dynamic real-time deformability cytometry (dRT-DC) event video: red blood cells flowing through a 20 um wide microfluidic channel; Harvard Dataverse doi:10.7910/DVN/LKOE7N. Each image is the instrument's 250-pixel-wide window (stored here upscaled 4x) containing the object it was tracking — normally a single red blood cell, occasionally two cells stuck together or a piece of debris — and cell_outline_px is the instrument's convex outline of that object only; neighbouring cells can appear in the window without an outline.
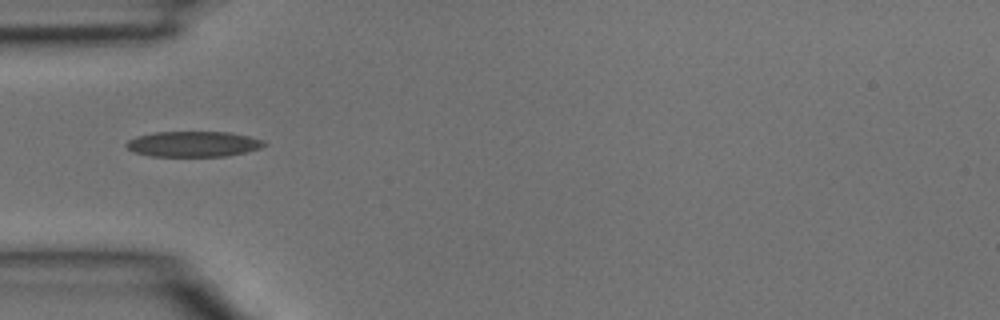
{"species": "common noctule bat (a hibernating species)", "species_latin": "Nyctalus noctula", "temperature_condition": "room temperature", "stored_images_in_passage": 28, "camera_frame_rate_fps": 3000, "um_per_image_px": 0.085, "animal": {"sex": "male", "body_mass_g": 15.6}, "frame": {"image": 1, "passage_image": 1, "time_ms": 0.0, "image_size_px": [1000, 320], "cell_outline_px": [[268, 144], [260, 148], [228, 156], [152, 156], [136, 152], [128, 148], [124, 144], [128, 140], [136, 136], [152, 132], [228, 132], [248, 136], [264, 140]], "centroid_in_image_um": [16.44, 12.23], "position_along_channel_um": 68.6, "area_um2": 20.46}}
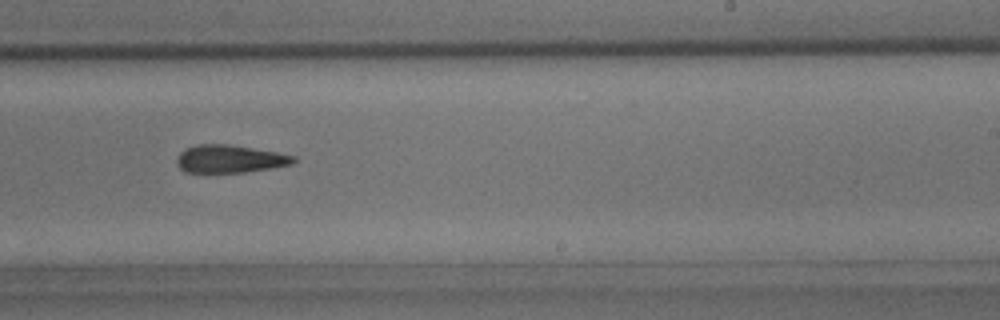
{"frame": {"image": 2, "passage_image": 13, "time_ms": 4.0, "image_size_px": [1000, 320], "cell_outline_px": [[296, 160], [292, 164], [272, 168], [244, 172], [184, 172], [176, 164], [176, 160], [180, 152], [184, 148], [196, 144], [228, 144], [276, 152], [296, 156]], "centroid_in_image_um": [19.51, 13.5], "position_along_channel_um": 269.5, "area_um2": 18.96}}
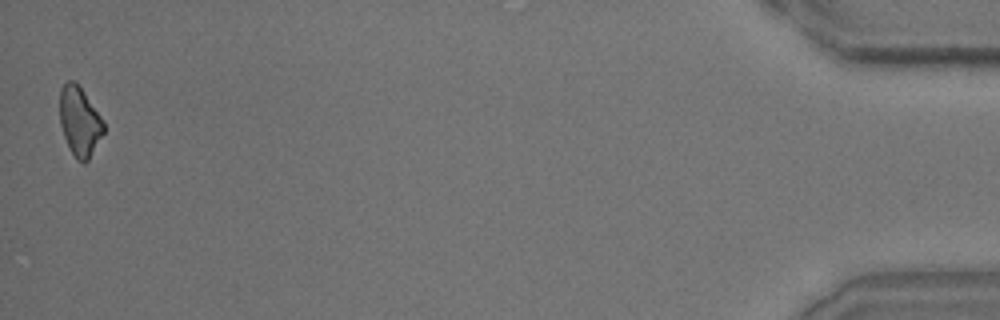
{"frame": {"image": 3, "passage_image": 28, "time_ms": 9.0, "image_size_px": [1000, 320], "cell_outline_px": [[104, 132], [88, 160], [84, 164], [76, 160], [64, 136], [60, 124], [60, 88], [68, 80], [76, 80], [104, 120]], "centroid_in_image_um": [6.77, 10.29], "position_along_channel_um": 428.4, "area_um2": 17.8}}